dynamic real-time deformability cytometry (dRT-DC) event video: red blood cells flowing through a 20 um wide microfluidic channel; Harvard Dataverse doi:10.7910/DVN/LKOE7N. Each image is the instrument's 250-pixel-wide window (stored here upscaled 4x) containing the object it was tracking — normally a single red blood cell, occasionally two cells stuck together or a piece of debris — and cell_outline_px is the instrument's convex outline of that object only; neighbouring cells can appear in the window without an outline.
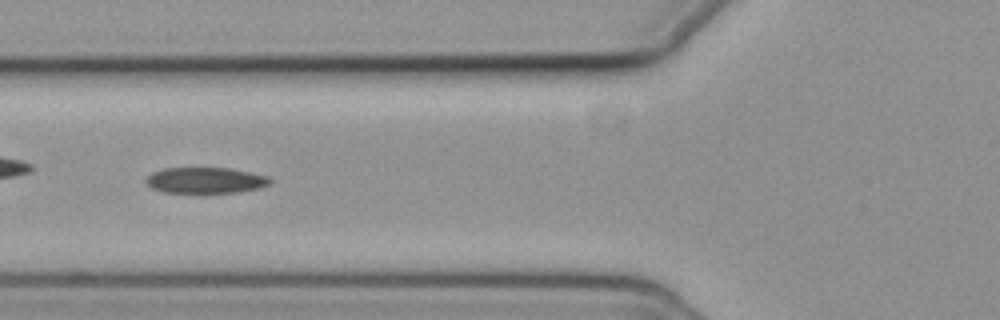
{"species": "common noctule bat (a hibernating species)", "species_latin": "Nyctalus noctula", "temperature_condition": "cold", "stored_images_in_passage": 40, "camera_frame_rate_fps": 3000, "um_per_image_px": 0.085, "animal": {"sex": "female", "body_mass_g": 19.3, "forearm_length_mm": 54.1}, "frame": {"image": 1, "passage_image": 5, "time_ms": 1.333, "image_size_px": [1000, 320], "cell_outline_px": [[272, 184], [260, 188], [236, 192], [200, 196], [164, 192], [152, 188], [144, 180], [152, 172], [164, 168], [232, 168], [252, 172], [268, 176], [272, 180]], "centroid_in_image_um": [17.49, 15.37], "position_along_channel_um": 108.3, "area_um2": 19.83}}
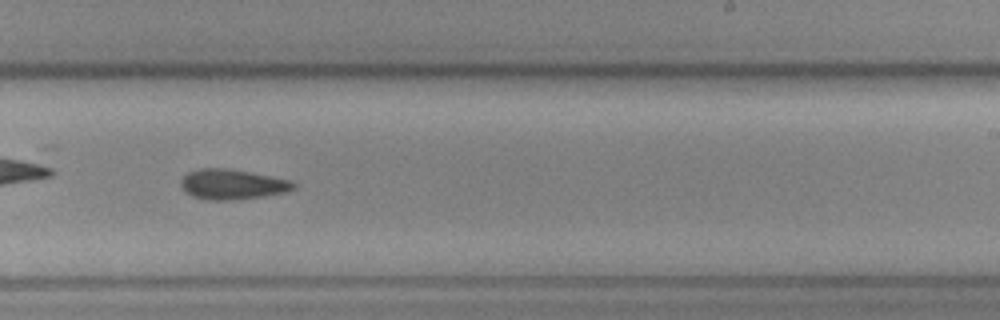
{"frame": {"image": 2, "passage_image": 18, "time_ms": 5.667, "image_size_px": [1000, 320], "cell_outline_px": [[296, 188], [284, 192], [264, 196], [232, 200], [208, 200], [192, 196], [184, 192], [180, 184], [180, 180], [188, 172], [200, 168], [228, 168], [292, 180], [296, 184]], "centroid_in_image_um": [19.72, 15.67], "position_along_channel_um": 269.3, "area_um2": 19.88}}
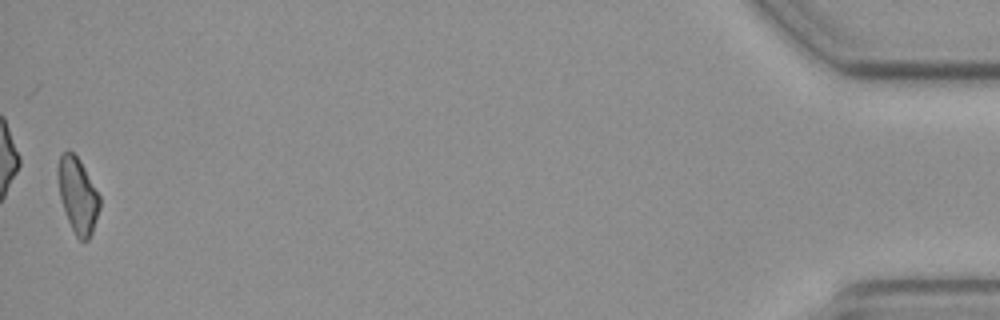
{"frame": {"image": 3, "passage_image": 39, "time_ms": 12.667, "image_size_px": [1000, 320], "cell_outline_px": [[100, 208], [92, 232], [88, 240], [80, 240], [76, 236], [68, 220], [60, 196], [56, 172], [56, 168], [60, 156], [64, 152], [72, 152], [80, 160], [100, 196]], "centroid_in_image_um": [6.6, 16.59], "position_along_channel_um": 428.6, "area_um2": 18.15}, "authors_computed_cell_mechanics": {"area_um2": 19.2185, "velocity_mm_per_s": 3.7112, "shape_relaxation_time_tau1_ms": 4.3775, "shape_relaxation_time_tau2_ms": 10.376, "deformation_change_tau1": 0.113, "deformation_change_tau2": 0.2128}}